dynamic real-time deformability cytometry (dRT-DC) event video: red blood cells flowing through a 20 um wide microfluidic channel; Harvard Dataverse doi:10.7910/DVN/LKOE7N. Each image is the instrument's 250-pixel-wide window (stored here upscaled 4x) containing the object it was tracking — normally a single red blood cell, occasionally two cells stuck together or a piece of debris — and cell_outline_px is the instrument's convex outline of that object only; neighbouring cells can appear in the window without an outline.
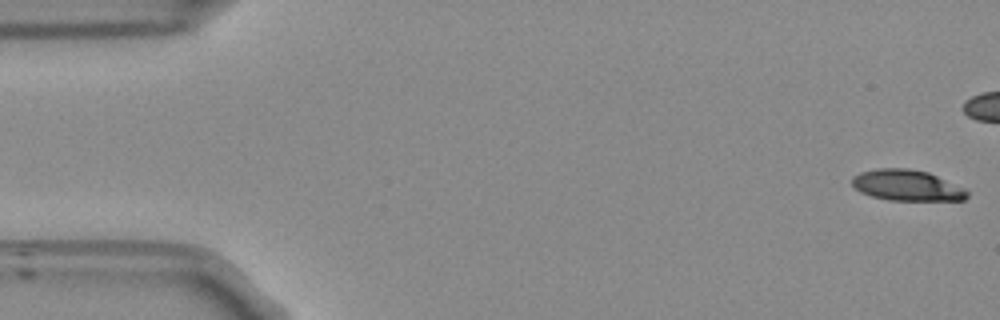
{"species": "Egyptian fruit bat (a non-hibernating species)", "species_latin": "Rousettus aegyptiacus", "temperature_condition": "room temperature", "stored_images_in_passage": 43, "camera_frame_rate_fps": 3000, "um_per_image_px": 0.085, "frame": {"image": 1, "passage_image": 1, "time_ms": 0.0, "image_size_px": [1000, 320], "cell_outline_px": [[968, 196], [964, 200], [888, 200], [872, 196], [860, 192], [852, 184], [852, 176], [860, 172], [876, 168], [908, 168], [928, 172], [968, 188]], "centroid_in_image_um": [77.12, 15.75], "position_along_channel_um": 7.9, "area_um2": 20.98}}
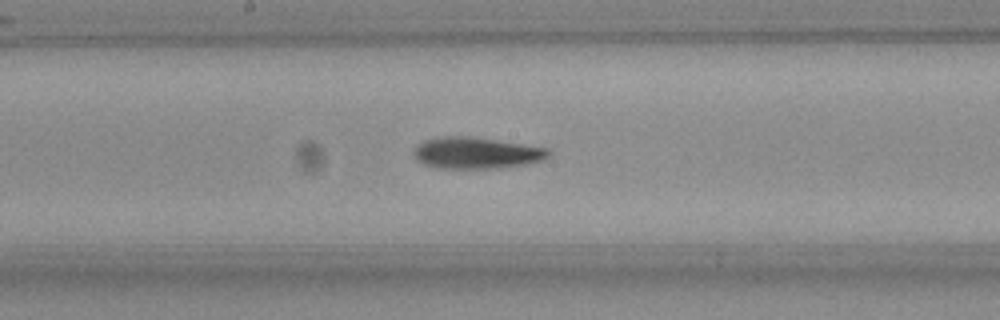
{"frame": {"image": 2, "passage_image": 27, "time_ms": 8.667, "image_size_px": [1000, 320], "cell_outline_px": [[552, 152], [544, 160], [532, 164], [492, 168], [440, 168], [424, 164], [416, 160], [416, 148], [424, 140], [444, 136], [468, 136], [496, 140], [548, 148]], "centroid_in_image_um": [40.56, 13.0], "position_along_channel_um": 207.6, "area_um2": 24.51}}
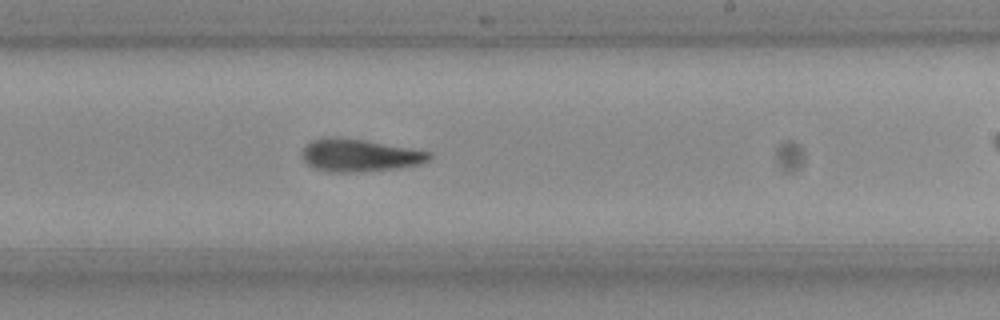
{"frame": {"image": 3, "passage_image": 31, "time_ms": 10.0, "image_size_px": [1000, 320], "cell_outline_px": [[432, 156], [428, 160], [420, 164], [400, 168], [352, 172], [328, 172], [312, 168], [300, 156], [304, 148], [312, 140], [364, 140], [432, 152]], "centroid_in_image_um": [30.61, 13.25], "position_along_channel_um": 258.4, "area_um2": 23.35}}